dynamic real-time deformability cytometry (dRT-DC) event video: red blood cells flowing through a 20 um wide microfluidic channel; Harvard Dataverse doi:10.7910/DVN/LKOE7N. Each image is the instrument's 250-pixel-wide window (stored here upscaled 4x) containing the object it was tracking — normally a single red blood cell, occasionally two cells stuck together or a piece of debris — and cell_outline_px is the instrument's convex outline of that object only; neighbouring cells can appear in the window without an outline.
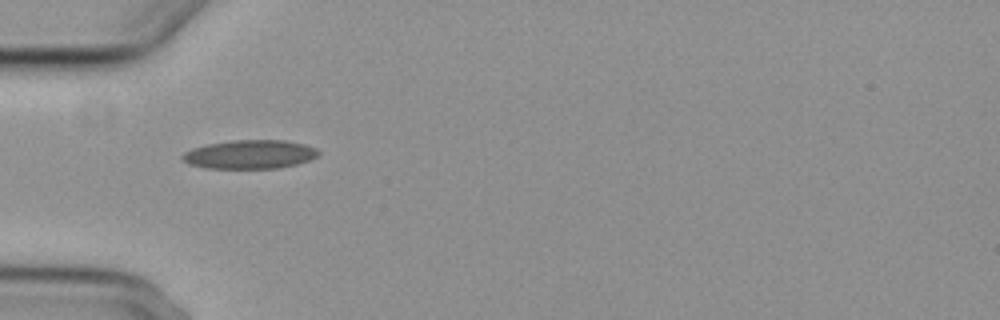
{"species": "common noctule bat (a hibernating species)", "species_latin": "Nyctalus noctula", "temperature_condition": "cold", "stored_images_in_passage": 5, "camera_frame_rate_fps": 3000, "um_per_image_px": 0.085, "animal": {"sex": "female", "body_mass_g": 29.2, "forearm_length_mm": 56.3}, "frame": {"image": 1, "passage_image": 1, "time_ms": 0.0, "image_size_px": [1000, 320], "cell_outline_px": [[320, 156], [296, 164], [280, 168], [208, 168], [188, 164], [180, 156], [184, 152], [192, 148], [208, 144], [232, 140], [284, 140], [304, 144], [316, 148], [320, 152]], "centroid_in_image_um": [21.25, 13.12], "position_along_channel_um": 63.8, "area_um2": 22.83}}
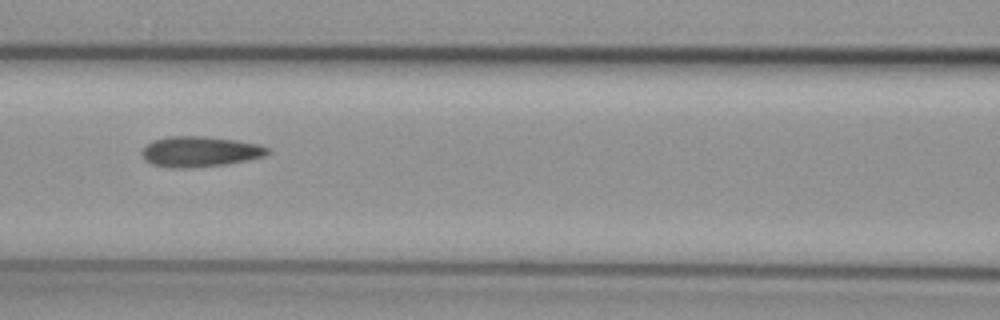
{"frame": {"image": 2, "passage_image": 3, "time_ms": 2.333, "image_size_px": [1000, 320], "cell_outline_px": [[272, 152], [264, 156], [248, 160], [224, 164], [188, 168], [168, 168], [152, 164], [144, 160], [140, 152], [152, 140], [168, 136], [204, 136], [236, 140], [260, 144], [268, 148]], "centroid_in_image_um": [16.98, 12.88], "position_along_channel_um": 149.6, "area_um2": 22.48}}
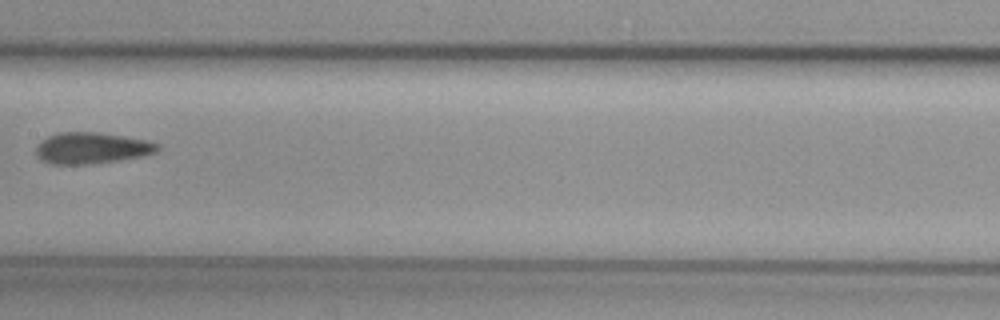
{"frame": {"image": 3, "passage_image": 4, "time_ms": 3.667, "image_size_px": [1000, 320], "cell_outline_px": [[160, 148], [156, 152], [144, 156], [120, 160], [92, 164], [48, 164], [36, 156], [36, 148], [48, 136], [56, 132], [100, 132], [148, 140], [160, 144]], "centroid_in_image_um": [7.83, 12.59], "position_along_channel_um": 199.6, "area_um2": 22.37}}